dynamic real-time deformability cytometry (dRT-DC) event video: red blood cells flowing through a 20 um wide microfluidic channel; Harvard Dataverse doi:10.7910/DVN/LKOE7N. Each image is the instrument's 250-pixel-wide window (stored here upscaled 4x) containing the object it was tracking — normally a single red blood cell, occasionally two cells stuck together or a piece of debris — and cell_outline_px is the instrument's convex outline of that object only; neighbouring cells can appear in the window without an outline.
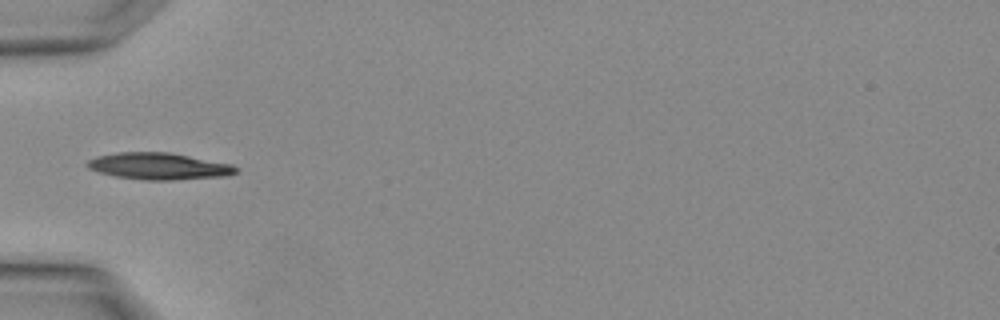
{"species": "Egyptian fruit bat (a non-hibernating species)", "species_latin": "Rousettus aegyptiacus", "temperature_condition": "warm", "stored_images_in_passage": 4, "camera_frame_rate_fps": 3000, "um_per_image_px": 0.085, "animal": {"sex": "female"}, "frame": {"image": 1, "passage_image": 4, "time_ms": 1.0, "image_size_px": [1000, 320], "cell_outline_px": [[236, 172], [228, 176], [172, 180], [144, 180], [116, 176], [100, 172], [88, 168], [84, 164], [88, 160], [96, 156], [116, 152], [168, 152], [232, 164], [236, 168]], "centroid_in_image_um": [13.47, 14.12], "position_along_channel_um": 71.5, "area_um2": 23.12}}